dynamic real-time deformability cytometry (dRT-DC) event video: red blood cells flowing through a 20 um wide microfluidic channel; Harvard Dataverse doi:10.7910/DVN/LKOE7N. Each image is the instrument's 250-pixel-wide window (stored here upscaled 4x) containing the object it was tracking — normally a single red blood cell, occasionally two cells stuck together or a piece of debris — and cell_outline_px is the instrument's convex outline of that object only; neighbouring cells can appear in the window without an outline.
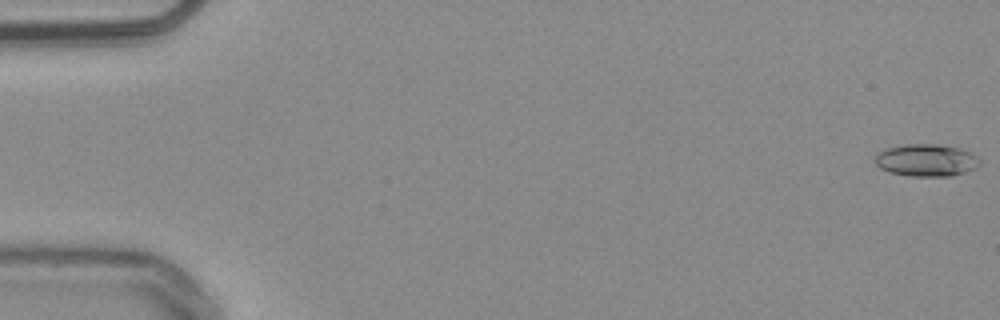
{"species": "common noctule bat (a hibernating species)", "species_latin": "Nyctalus noctula", "temperature_condition": "warm", "stored_images_in_passage": 54, "camera_frame_rate_fps": 3000, "um_per_image_px": 0.085, "animal": {"sex": "male", "body_mass_g": 20.4}, "frame": {"image": 1, "passage_image": 1, "time_ms": 0.0, "image_size_px": [1000, 320], "cell_outline_px": [[980, 164], [976, 168], [952, 176], [912, 176], [888, 172], [880, 168], [872, 160], [876, 152], [884, 148], [904, 144], [940, 144], [960, 148], [976, 156], [980, 160]], "centroid_in_image_um": [78.67, 13.61], "position_along_channel_um": 6.3, "area_um2": 20.0}}
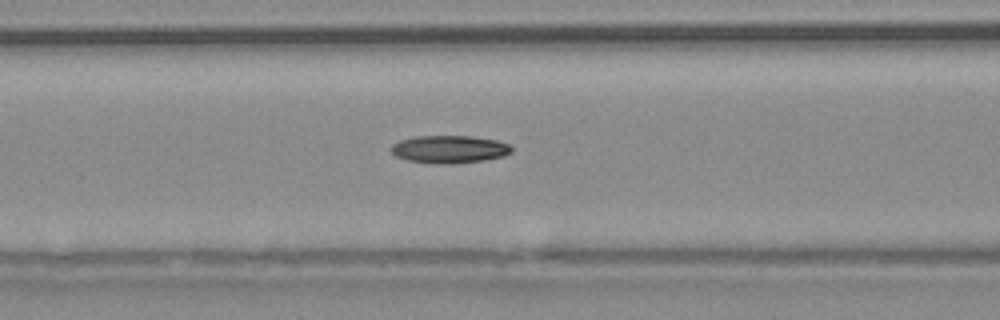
{"frame": {"image": 2, "passage_image": 23, "time_ms": 7.333, "image_size_px": [1000, 320], "cell_outline_px": [[512, 152], [504, 156], [484, 160], [452, 164], [432, 164], [408, 160], [396, 156], [392, 152], [392, 144], [400, 140], [416, 136], [472, 136], [496, 140], [508, 144], [512, 148]], "centroid_in_image_um": [38.2, 12.69], "position_along_channel_um": 128.4, "area_um2": 19.48}}
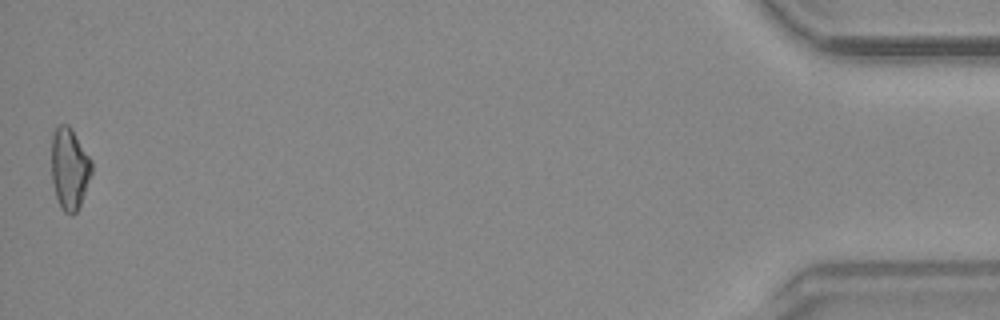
{"frame": {"image": 3, "passage_image": 54, "time_ms": 17.667, "image_size_px": [1000, 320], "cell_outline_px": [[92, 172], [80, 204], [76, 212], [72, 216], [64, 212], [60, 208], [56, 196], [52, 180], [52, 136], [56, 128], [60, 124], [68, 124], [72, 128], [92, 160]], "centroid_in_image_um": [5.91, 14.33], "position_along_channel_um": 429.3, "area_um2": 19.13}, "authors_computed_cell_mechanics": {"area_um2": 18.785, "velocity_mm_per_s": 3.8152, "shape_relaxation_time_tau1_ms": 8.6149, "shape_relaxation_time_tau2_ms": null, "deformation_change_tau1": 0.1997, "deformation_change_tau2": null}}